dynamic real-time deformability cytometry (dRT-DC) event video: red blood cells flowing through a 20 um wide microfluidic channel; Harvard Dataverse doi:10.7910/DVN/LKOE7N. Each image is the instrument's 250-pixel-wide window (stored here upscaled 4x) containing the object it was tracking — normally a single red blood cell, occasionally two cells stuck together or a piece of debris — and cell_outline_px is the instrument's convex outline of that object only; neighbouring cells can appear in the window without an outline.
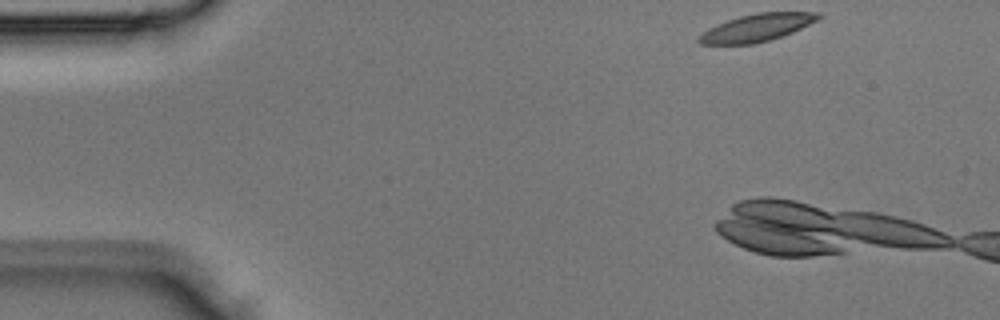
{"species": "Egyptian fruit bat (a non-hibernating species)", "species_latin": "Rousettus aegyptiacus", "temperature_condition": "room temperature", "stored_images_in_passage": 3, "camera_frame_rate_fps": 3000, "um_per_image_px": 0.085, "animal": {"sex": "male"}, "frame": {"image": 1, "passage_image": 1, "time_ms": 0.0, "image_size_px": [1000, 320], "cell_outline_px": [[820, 16], [816, 20], [792, 32], [768, 40], [752, 44], [700, 44], [696, 40], [708, 28], [716, 24], [740, 16], [756, 12], [820, 12]], "centroid_in_image_um": [64.29, 2.35], "position_along_channel_um": 20.7, "area_um2": 18.79}}